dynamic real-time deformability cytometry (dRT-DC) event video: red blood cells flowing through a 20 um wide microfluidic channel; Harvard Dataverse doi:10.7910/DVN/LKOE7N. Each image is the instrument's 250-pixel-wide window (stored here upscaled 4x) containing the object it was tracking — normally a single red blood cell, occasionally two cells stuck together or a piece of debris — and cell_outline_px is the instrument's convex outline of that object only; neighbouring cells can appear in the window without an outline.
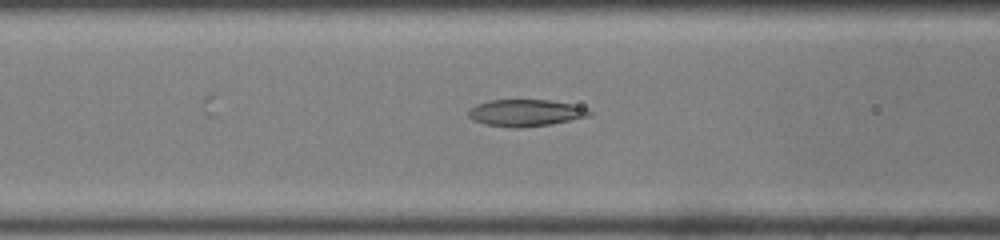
{"species": "common noctule bat (a hibernating species)", "species_latin": "Nyctalus noctula", "temperature_condition": "room temperature", "stored_images_in_passage": 36, "camera_frame_rate_fps": 3000, "um_per_image_px": 0.085, "animal": {"sex": "male", "body_mass_g": 19.0, "forearm_length_mm": 50.8}, "frame": {"image": 1, "passage_image": 8, "time_ms": 2.333, "image_size_px": [1000, 240], "cell_outline_px": [[592, 112], [588, 116], [552, 124], [520, 128], [512, 128], [484, 124], [472, 120], [468, 116], [468, 112], [476, 104], [492, 100], [548, 100], [572, 104], [588, 108]], "centroid_in_image_um": [44.67, 9.6], "position_along_channel_um": 121.9, "area_um2": 18.9}}
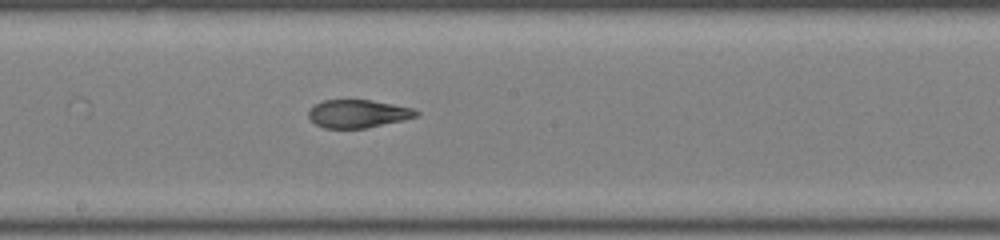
{"frame": {"image": 2, "passage_image": 15, "time_ms": 4.667, "image_size_px": [1000, 240], "cell_outline_px": [[420, 112], [416, 116], [404, 120], [364, 128], [324, 128], [316, 124], [308, 116], [308, 112], [316, 104], [324, 100], [372, 100], [412, 108]], "centroid_in_image_um": [30.43, 9.66], "position_along_channel_um": 217.8, "area_um2": 17.34}}
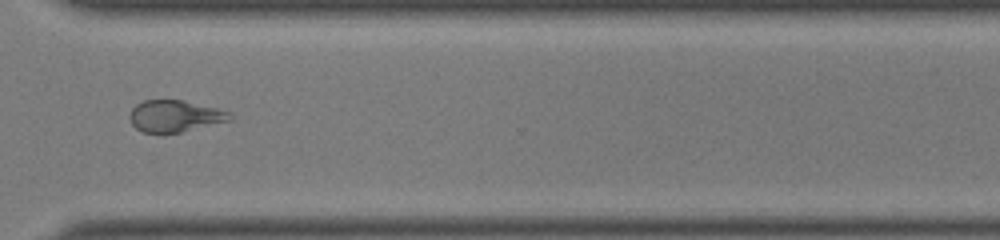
{"frame": {"image": 3, "passage_image": 25, "time_ms": 8.0, "image_size_px": [1000, 240], "cell_outline_px": [[232, 120], [180, 132], [144, 132], [136, 128], [132, 124], [128, 116], [132, 108], [136, 104], [144, 100], [184, 100], [216, 108], [228, 112], [232, 116]], "centroid_in_image_um": [14.84, 9.85], "position_along_channel_um": 355.8, "area_um2": 18.32}, "authors_computed_cell_mechanics": {"area_um2": 18.0625, "velocity_mm_per_s": 4.1204, "shape_relaxation_time_tau1_ms": 11.0401, "shape_relaxation_time_tau2_ms": 2.2662, "deformation_change_tau1": 0.2881, "deformation_change_tau2": 0.1064}}